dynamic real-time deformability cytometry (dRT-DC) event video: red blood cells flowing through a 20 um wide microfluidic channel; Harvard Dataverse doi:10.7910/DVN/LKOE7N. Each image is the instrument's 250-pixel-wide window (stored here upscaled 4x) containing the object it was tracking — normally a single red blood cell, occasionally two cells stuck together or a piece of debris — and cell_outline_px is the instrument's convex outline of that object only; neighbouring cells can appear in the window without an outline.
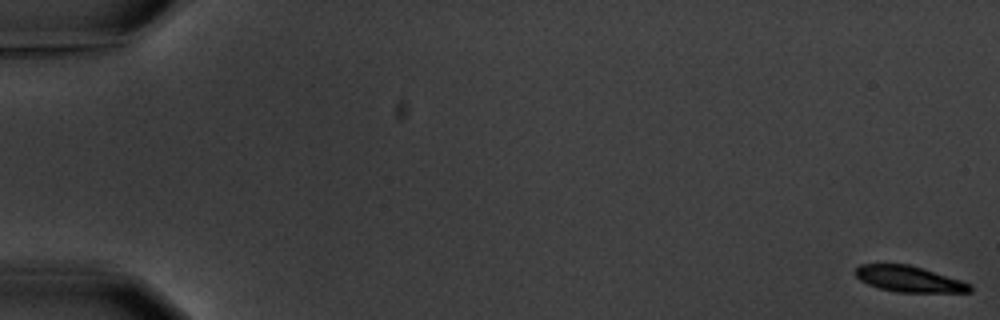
{"species": "common noctule bat (a hibernating species)", "species_latin": "Nyctalus noctula", "temperature_condition": "warm", "stored_images_in_passage": 7, "camera_frame_rate_fps": 3000, "um_per_image_px": 0.085, "animal": {"sex": "male", "body_mass_g": 20.1, "forearm_length_mm": 53.5}, "frame": {"image": 1, "passage_image": 1, "time_ms": 0.0, "image_size_px": [1000, 320], "cell_outline_px": [[972, 292], [896, 292], [880, 288], [868, 284], [860, 280], [852, 272], [860, 264], [908, 264], [960, 280], [972, 284]], "centroid_in_image_um": [77.24, 23.72], "position_along_channel_um": 7.8, "area_um2": 17.22}}
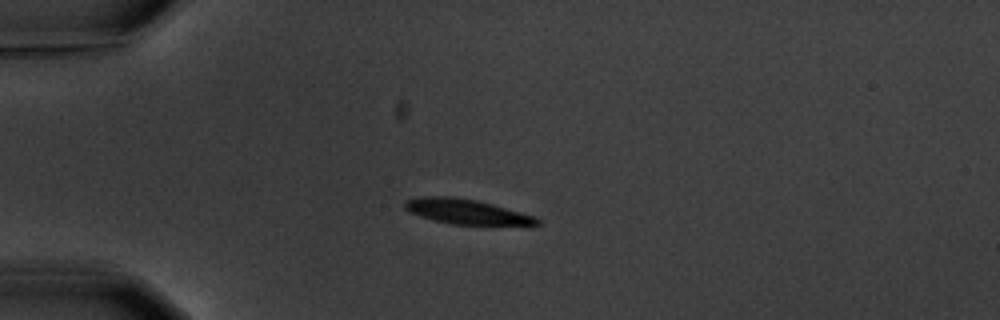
{"frame": {"image": 2, "passage_image": 5, "time_ms": 5.0, "image_size_px": [1000, 320], "cell_outline_px": [[540, 224], [532, 228], [528, 228], [452, 224], [432, 220], [408, 212], [404, 208], [404, 204], [408, 200], [424, 196], [448, 196], [476, 200], [492, 204], [536, 216], [540, 220]], "centroid_in_image_um": [39.84, 18.06], "position_along_channel_um": 45.2, "area_um2": 20.17}}